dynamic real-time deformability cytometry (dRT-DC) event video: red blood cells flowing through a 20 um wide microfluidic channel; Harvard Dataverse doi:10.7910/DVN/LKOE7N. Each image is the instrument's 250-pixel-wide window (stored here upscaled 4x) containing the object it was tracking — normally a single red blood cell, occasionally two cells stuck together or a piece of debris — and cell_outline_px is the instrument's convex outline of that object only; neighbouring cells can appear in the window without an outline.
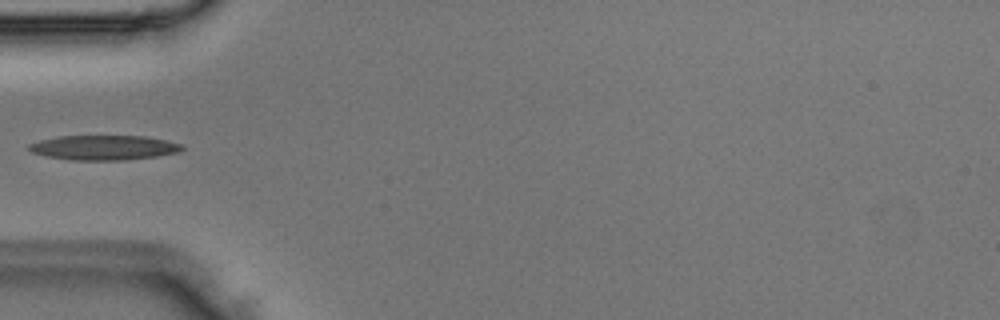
{"species": "Egyptian fruit bat (a non-hibernating species)", "species_latin": "Rousettus aegyptiacus", "temperature_condition": "room temperature", "stored_images_in_passage": 32, "camera_frame_rate_fps": 3000, "um_per_image_px": 0.085, "animal": {"sex": "male"}, "frame": {"image": 1, "passage_image": 1, "time_ms": 0.0, "image_size_px": [1000, 320], "cell_outline_px": [[184, 148], [180, 152], [156, 156], [128, 160], [68, 160], [48, 156], [32, 152], [28, 148], [28, 144], [40, 140], [60, 136], [144, 136], [164, 140], [180, 144]], "centroid_in_image_um": [8.82, 12.55], "position_along_channel_um": 76.2, "area_um2": 21.96}}